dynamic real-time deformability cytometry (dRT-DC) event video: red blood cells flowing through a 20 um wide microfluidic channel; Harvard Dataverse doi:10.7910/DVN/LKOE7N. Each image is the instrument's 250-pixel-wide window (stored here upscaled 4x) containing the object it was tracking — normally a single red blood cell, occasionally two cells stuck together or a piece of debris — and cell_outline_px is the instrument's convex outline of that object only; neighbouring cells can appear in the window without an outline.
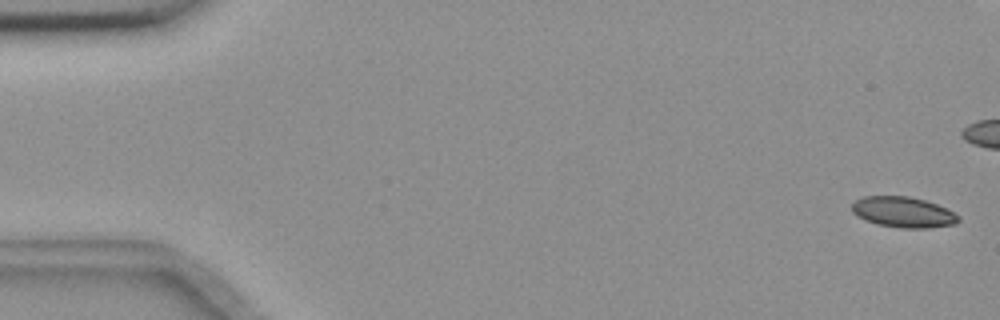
{"species": "common noctule bat (a hibernating species)", "species_latin": "Nyctalus noctula", "temperature_condition": "room temperature", "stored_images_in_passage": 58, "camera_frame_rate_fps": 3000, "um_per_image_px": 0.085, "animal": {"sex": "female", "body_mass_g": 18.4}, "frame": {"image": 1, "passage_image": 2, "time_ms": 0.333, "image_size_px": [1000, 320], "cell_outline_px": [[960, 220], [956, 224], [928, 228], [900, 228], [880, 224], [864, 220], [856, 216], [852, 212], [852, 204], [856, 200], [864, 196], [908, 196], [924, 200], [936, 204], [960, 216]], "centroid_in_image_um": [76.76, 18.04], "position_along_channel_um": 8.2, "area_um2": 18.96}}
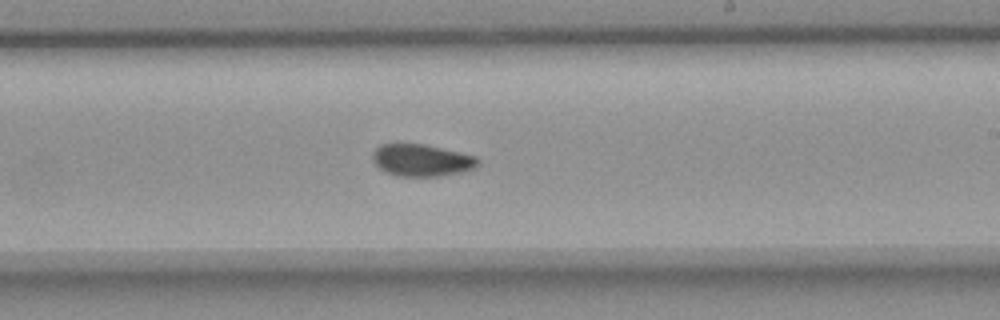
{"frame": {"image": 2, "passage_image": 34, "time_ms": 11.0, "image_size_px": [1000, 320], "cell_outline_px": [[480, 164], [476, 168], [460, 172], [436, 176], [396, 176], [384, 172], [372, 160], [372, 152], [380, 144], [424, 144], [460, 152], [476, 156], [480, 160]], "centroid_in_image_um": [35.84, 13.62], "position_along_channel_um": 253.2, "area_um2": 19.77}}
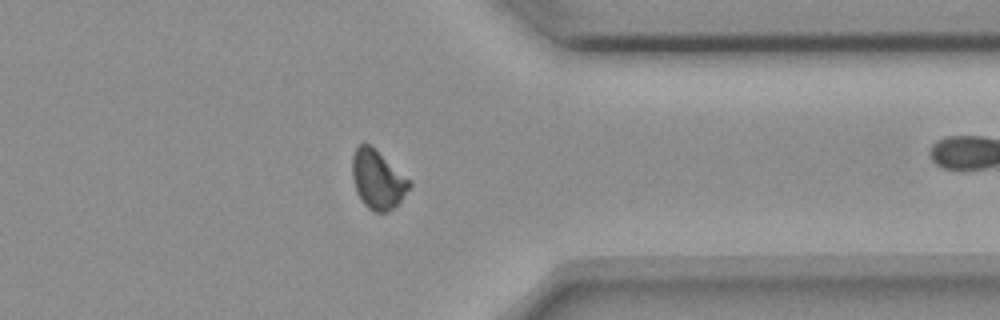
{"frame": {"image": 3, "passage_image": 45, "time_ms": 14.667, "image_size_px": [1000, 320], "cell_outline_px": [[412, 184], [400, 200], [388, 212], [372, 212], [360, 200], [356, 192], [352, 176], [352, 156], [356, 148], [360, 144], [372, 144], [412, 180]], "centroid_in_image_um": [32.1, 15.23], "position_along_channel_um": 379.3, "area_um2": 19.94}, "authors_computed_cell_mechanics": {"area_um2": 19.652, "velocity_mm_per_s": 3.6261, "shape_relaxation_time_tau1_ms": 10.8142, "shape_relaxation_time_tau2_ms": 3.1402, "deformation_change_tau1": 0.1715, "deformation_change_tau2": 0.0672}}